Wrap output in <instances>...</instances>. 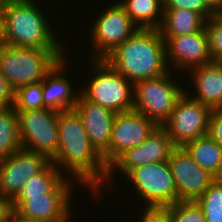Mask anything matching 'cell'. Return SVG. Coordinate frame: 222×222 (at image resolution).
<instances>
[{
  "label": "cell",
  "instance_id": "obj_4",
  "mask_svg": "<svg viewBox=\"0 0 222 222\" xmlns=\"http://www.w3.org/2000/svg\"><path fill=\"white\" fill-rule=\"evenodd\" d=\"M63 49L12 47L0 43V70L9 86L18 87L44 80L64 57Z\"/></svg>",
  "mask_w": 222,
  "mask_h": 222
},
{
  "label": "cell",
  "instance_id": "obj_19",
  "mask_svg": "<svg viewBox=\"0 0 222 222\" xmlns=\"http://www.w3.org/2000/svg\"><path fill=\"white\" fill-rule=\"evenodd\" d=\"M193 80L194 95L186 92L192 99L207 105L212 110L222 109V61L194 67L188 71ZM193 96V97H192Z\"/></svg>",
  "mask_w": 222,
  "mask_h": 222
},
{
  "label": "cell",
  "instance_id": "obj_36",
  "mask_svg": "<svg viewBox=\"0 0 222 222\" xmlns=\"http://www.w3.org/2000/svg\"><path fill=\"white\" fill-rule=\"evenodd\" d=\"M9 222H30V221H26L24 219L19 218L17 215H13L10 219Z\"/></svg>",
  "mask_w": 222,
  "mask_h": 222
},
{
  "label": "cell",
  "instance_id": "obj_1",
  "mask_svg": "<svg viewBox=\"0 0 222 222\" xmlns=\"http://www.w3.org/2000/svg\"><path fill=\"white\" fill-rule=\"evenodd\" d=\"M58 131V149L51 162L62 173L72 174L73 180L77 179L80 185L86 184L90 192L99 196L100 188L107 180L108 167L91 145L82 119L74 109L59 112Z\"/></svg>",
  "mask_w": 222,
  "mask_h": 222
},
{
  "label": "cell",
  "instance_id": "obj_34",
  "mask_svg": "<svg viewBox=\"0 0 222 222\" xmlns=\"http://www.w3.org/2000/svg\"><path fill=\"white\" fill-rule=\"evenodd\" d=\"M204 3L214 12H221L222 0H203Z\"/></svg>",
  "mask_w": 222,
  "mask_h": 222
},
{
  "label": "cell",
  "instance_id": "obj_21",
  "mask_svg": "<svg viewBox=\"0 0 222 222\" xmlns=\"http://www.w3.org/2000/svg\"><path fill=\"white\" fill-rule=\"evenodd\" d=\"M206 20L199 14L184 9H164L161 36H182L201 31Z\"/></svg>",
  "mask_w": 222,
  "mask_h": 222
},
{
  "label": "cell",
  "instance_id": "obj_30",
  "mask_svg": "<svg viewBox=\"0 0 222 222\" xmlns=\"http://www.w3.org/2000/svg\"><path fill=\"white\" fill-rule=\"evenodd\" d=\"M208 135L222 147V109L212 111Z\"/></svg>",
  "mask_w": 222,
  "mask_h": 222
},
{
  "label": "cell",
  "instance_id": "obj_12",
  "mask_svg": "<svg viewBox=\"0 0 222 222\" xmlns=\"http://www.w3.org/2000/svg\"><path fill=\"white\" fill-rule=\"evenodd\" d=\"M50 163L46 155L25 149L0 159V195L13 200L23 184Z\"/></svg>",
  "mask_w": 222,
  "mask_h": 222
},
{
  "label": "cell",
  "instance_id": "obj_35",
  "mask_svg": "<svg viewBox=\"0 0 222 222\" xmlns=\"http://www.w3.org/2000/svg\"><path fill=\"white\" fill-rule=\"evenodd\" d=\"M9 0H0V32L3 27L6 5Z\"/></svg>",
  "mask_w": 222,
  "mask_h": 222
},
{
  "label": "cell",
  "instance_id": "obj_32",
  "mask_svg": "<svg viewBox=\"0 0 222 222\" xmlns=\"http://www.w3.org/2000/svg\"><path fill=\"white\" fill-rule=\"evenodd\" d=\"M14 90L9 86L0 70V109L13 105Z\"/></svg>",
  "mask_w": 222,
  "mask_h": 222
},
{
  "label": "cell",
  "instance_id": "obj_8",
  "mask_svg": "<svg viewBox=\"0 0 222 222\" xmlns=\"http://www.w3.org/2000/svg\"><path fill=\"white\" fill-rule=\"evenodd\" d=\"M16 113L22 149L42 153L51 160L58 149L59 112L42 108Z\"/></svg>",
  "mask_w": 222,
  "mask_h": 222
},
{
  "label": "cell",
  "instance_id": "obj_10",
  "mask_svg": "<svg viewBox=\"0 0 222 222\" xmlns=\"http://www.w3.org/2000/svg\"><path fill=\"white\" fill-rule=\"evenodd\" d=\"M212 109L192 99L186 91L178 99L171 115L161 126L176 147L208 134Z\"/></svg>",
  "mask_w": 222,
  "mask_h": 222
},
{
  "label": "cell",
  "instance_id": "obj_2",
  "mask_svg": "<svg viewBox=\"0 0 222 222\" xmlns=\"http://www.w3.org/2000/svg\"><path fill=\"white\" fill-rule=\"evenodd\" d=\"M104 60L133 84L169 71L159 29H139Z\"/></svg>",
  "mask_w": 222,
  "mask_h": 222
},
{
  "label": "cell",
  "instance_id": "obj_29",
  "mask_svg": "<svg viewBox=\"0 0 222 222\" xmlns=\"http://www.w3.org/2000/svg\"><path fill=\"white\" fill-rule=\"evenodd\" d=\"M164 9H184L201 15L206 21L214 12L203 0H164Z\"/></svg>",
  "mask_w": 222,
  "mask_h": 222
},
{
  "label": "cell",
  "instance_id": "obj_25",
  "mask_svg": "<svg viewBox=\"0 0 222 222\" xmlns=\"http://www.w3.org/2000/svg\"><path fill=\"white\" fill-rule=\"evenodd\" d=\"M196 202L206 222H222V178H215Z\"/></svg>",
  "mask_w": 222,
  "mask_h": 222
},
{
  "label": "cell",
  "instance_id": "obj_28",
  "mask_svg": "<svg viewBox=\"0 0 222 222\" xmlns=\"http://www.w3.org/2000/svg\"><path fill=\"white\" fill-rule=\"evenodd\" d=\"M205 28L208 35L209 52L213 61H222V13H214Z\"/></svg>",
  "mask_w": 222,
  "mask_h": 222
},
{
  "label": "cell",
  "instance_id": "obj_20",
  "mask_svg": "<svg viewBox=\"0 0 222 222\" xmlns=\"http://www.w3.org/2000/svg\"><path fill=\"white\" fill-rule=\"evenodd\" d=\"M183 148L202 169L222 178V147L208 134L186 143Z\"/></svg>",
  "mask_w": 222,
  "mask_h": 222
},
{
  "label": "cell",
  "instance_id": "obj_16",
  "mask_svg": "<svg viewBox=\"0 0 222 222\" xmlns=\"http://www.w3.org/2000/svg\"><path fill=\"white\" fill-rule=\"evenodd\" d=\"M166 45L168 67L173 65L179 70L190 69L212 62L209 52L207 30L182 36H161ZM170 62V65L168 64Z\"/></svg>",
  "mask_w": 222,
  "mask_h": 222
},
{
  "label": "cell",
  "instance_id": "obj_13",
  "mask_svg": "<svg viewBox=\"0 0 222 222\" xmlns=\"http://www.w3.org/2000/svg\"><path fill=\"white\" fill-rule=\"evenodd\" d=\"M157 125L140 112L130 110L114 117L109 146V167L127 150L138 147Z\"/></svg>",
  "mask_w": 222,
  "mask_h": 222
},
{
  "label": "cell",
  "instance_id": "obj_24",
  "mask_svg": "<svg viewBox=\"0 0 222 222\" xmlns=\"http://www.w3.org/2000/svg\"><path fill=\"white\" fill-rule=\"evenodd\" d=\"M65 177L51 162L41 173L28 179L16 197H36L50 193Z\"/></svg>",
  "mask_w": 222,
  "mask_h": 222
},
{
  "label": "cell",
  "instance_id": "obj_31",
  "mask_svg": "<svg viewBox=\"0 0 222 222\" xmlns=\"http://www.w3.org/2000/svg\"><path fill=\"white\" fill-rule=\"evenodd\" d=\"M144 213V214H143ZM139 222H169L166 207H145Z\"/></svg>",
  "mask_w": 222,
  "mask_h": 222
},
{
  "label": "cell",
  "instance_id": "obj_26",
  "mask_svg": "<svg viewBox=\"0 0 222 222\" xmlns=\"http://www.w3.org/2000/svg\"><path fill=\"white\" fill-rule=\"evenodd\" d=\"M13 107L16 111L45 108L42 94V81L18 87L14 91Z\"/></svg>",
  "mask_w": 222,
  "mask_h": 222
},
{
  "label": "cell",
  "instance_id": "obj_23",
  "mask_svg": "<svg viewBox=\"0 0 222 222\" xmlns=\"http://www.w3.org/2000/svg\"><path fill=\"white\" fill-rule=\"evenodd\" d=\"M22 149L18 116L13 105L0 109V159Z\"/></svg>",
  "mask_w": 222,
  "mask_h": 222
},
{
  "label": "cell",
  "instance_id": "obj_27",
  "mask_svg": "<svg viewBox=\"0 0 222 222\" xmlns=\"http://www.w3.org/2000/svg\"><path fill=\"white\" fill-rule=\"evenodd\" d=\"M169 222H206L201 206L195 201H177L166 206Z\"/></svg>",
  "mask_w": 222,
  "mask_h": 222
},
{
  "label": "cell",
  "instance_id": "obj_33",
  "mask_svg": "<svg viewBox=\"0 0 222 222\" xmlns=\"http://www.w3.org/2000/svg\"><path fill=\"white\" fill-rule=\"evenodd\" d=\"M14 214L12 200L0 195V222H9Z\"/></svg>",
  "mask_w": 222,
  "mask_h": 222
},
{
  "label": "cell",
  "instance_id": "obj_18",
  "mask_svg": "<svg viewBox=\"0 0 222 222\" xmlns=\"http://www.w3.org/2000/svg\"><path fill=\"white\" fill-rule=\"evenodd\" d=\"M66 63L67 59L64 57L42 81L44 107L57 112L73 110L81 94L79 89L77 94L73 90L74 85L70 83L71 80L61 74L63 71L65 73Z\"/></svg>",
  "mask_w": 222,
  "mask_h": 222
},
{
  "label": "cell",
  "instance_id": "obj_11",
  "mask_svg": "<svg viewBox=\"0 0 222 222\" xmlns=\"http://www.w3.org/2000/svg\"><path fill=\"white\" fill-rule=\"evenodd\" d=\"M139 27L130 19L119 1L104 9L94 22L90 34L92 39L91 59H105L114 49L134 35Z\"/></svg>",
  "mask_w": 222,
  "mask_h": 222
},
{
  "label": "cell",
  "instance_id": "obj_6",
  "mask_svg": "<svg viewBox=\"0 0 222 222\" xmlns=\"http://www.w3.org/2000/svg\"><path fill=\"white\" fill-rule=\"evenodd\" d=\"M171 74L169 70L161 76L134 83L133 110L152 120L158 127L167 121L178 99L186 91Z\"/></svg>",
  "mask_w": 222,
  "mask_h": 222
},
{
  "label": "cell",
  "instance_id": "obj_5",
  "mask_svg": "<svg viewBox=\"0 0 222 222\" xmlns=\"http://www.w3.org/2000/svg\"><path fill=\"white\" fill-rule=\"evenodd\" d=\"M90 61L94 74L91 75L90 82L82 88L81 94L88 101L116 114L133 110L134 84L104 59Z\"/></svg>",
  "mask_w": 222,
  "mask_h": 222
},
{
  "label": "cell",
  "instance_id": "obj_3",
  "mask_svg": "<svg viewBox=\"0 0 222 222\" xmlns=\"http://www.w3.org/2000/svg\"><path fill=\"white\" fill-rule=\"evenodd\" d=\"M35 0H9L0 32V43L12 47L63 49ZM49 23V24H48Z\"/></svg>",
  "mask_w": 222,
  "mask_h": 222
},
{
  "label": "cell",
  "instance_id": "obj_22",
  "mask_svg": "<svg viewBox=\"0 0 222 222\" xmlns=\"http://www.w3.org/2000/svg\"><path fill=\"white\" fill-rule=\"evenodd\" d=\"M139 29H159L164 13L163 0H123L119 3Z\"/></svg>",
  "mask_w": 222,
  "mask_h": 222
},
{
  "label": "cell",
  "instance_id": "obj_17",
  "mask_svg": "<svg viewBox=\"0 0 222 222\" xmlns=\"http://www.w3.org/2000/svg\"><path fill=\"white\" fill-rule=\"evenodd\" d=\"M74 110L81 117L91 145L102 156L109 168V146L112 124L116 113L88 101L80 94Z\"/></svg>",
  "mask_w": 222,
  "mask_h": 222
},
{
  "label": "cell",
  "instance_id": "obj_9",
  "mask_svg": "<svg viewBox=\"0 0 222 222\" xmlns=\"http://www.w3.org/2000/svg\"><path fill=\"white\" fill-rule=\"evenodd\" d=\"M126 179L145 201V207H166L177 202V189L168 161L138 166Z\"/></svg>",
  "mask_w": 222,
  "mask_h": 222
},
{
  "label": "cell",
  "instance_id": "obj_7",
  "mask_svg": "<svg viewBox=\"0 0 222 222\" xmlns=\"http://www.w3.org/2000/svg\"><path fill=\"white\" fill-rule=\"evenodd\" d=\"M67 178L71 179L66 175L50 193L42 196L15 197L12 200L15 215L30 222H69L72 216L71 191L75 186Z\"/></svg>",
  "mask_w": 222,
  "mask_h": 222
},
{
  "label": "cell",
  "instance_id": "obj_14",
  "mask_svg": "<svg viewBox=\"0 0 222 222\" xmlns=\"http://www.w3.org/2000/svg\"><path fill=\"white\" fill-rule=\"evenodd\" d=\"M168 164L177 189V201H196L215 179L196 164L183 147L172 151Z\"/></svg>",
  "mask_w": 222,
  "mask_h": 222
},
{
  "label": "cell",
  "instance_id": "obj_15",
  "mask_svg": "<svg viewBox=\"0 0 222 222\" xmlns=\"http://www.w3.org/2000/svg\"><path fill=\"white\" fill-rule=\"evenodd\" d=\"M175 148L166 131L162 127H157L142 144L127 150L108 168L106 183H111L114 179L115 169L126 176L138 166L168 161Z\"/></svg>",
  "mask_w": 222,
  "mask_h": 222
}]
</instances>
